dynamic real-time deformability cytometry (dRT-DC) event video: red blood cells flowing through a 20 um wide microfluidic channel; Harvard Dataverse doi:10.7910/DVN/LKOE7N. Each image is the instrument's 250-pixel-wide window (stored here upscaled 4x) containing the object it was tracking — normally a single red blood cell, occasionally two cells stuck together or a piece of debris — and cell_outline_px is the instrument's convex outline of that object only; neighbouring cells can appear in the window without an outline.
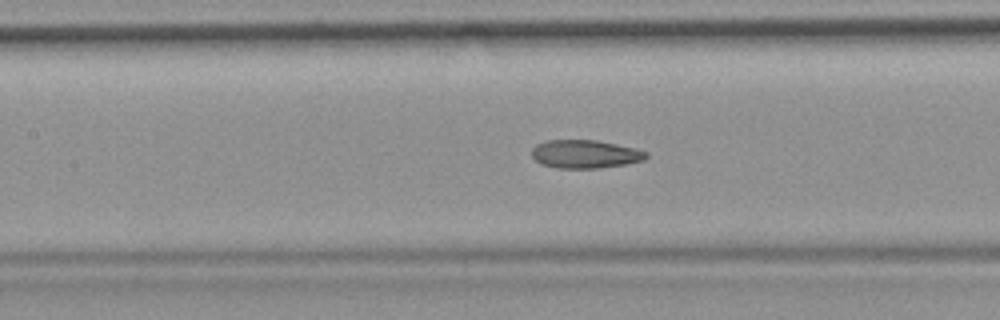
{"species": "common noctule bat (a hibernating species)", "species_latin": "Nyctalus noctula", "temperature_condition": "room temperature", "stored_images_in_passage": 34, "camera_frame_rate_fps": 3000, "um_per_image_px": 0.085, "animal": {"sex": "female", "body_mass_g": 19.9}, "frame": {"image": 1, "passage_image": 15, "time_ms": 4.667, "image_size_px": [1000, 320], "cell_outline_px": [[648, 156], [644, 160], [624, 164], [596, 168], [556, 168], [540, 164], [532, 156], [532, 148], [536, 144], [548, 140], [596, 140], [636, 148], [648, 152]], "centroid_in_image_um": [49.72, 13.09], "position_along_channel_um": 157.7, "area_um2": 18.84}}